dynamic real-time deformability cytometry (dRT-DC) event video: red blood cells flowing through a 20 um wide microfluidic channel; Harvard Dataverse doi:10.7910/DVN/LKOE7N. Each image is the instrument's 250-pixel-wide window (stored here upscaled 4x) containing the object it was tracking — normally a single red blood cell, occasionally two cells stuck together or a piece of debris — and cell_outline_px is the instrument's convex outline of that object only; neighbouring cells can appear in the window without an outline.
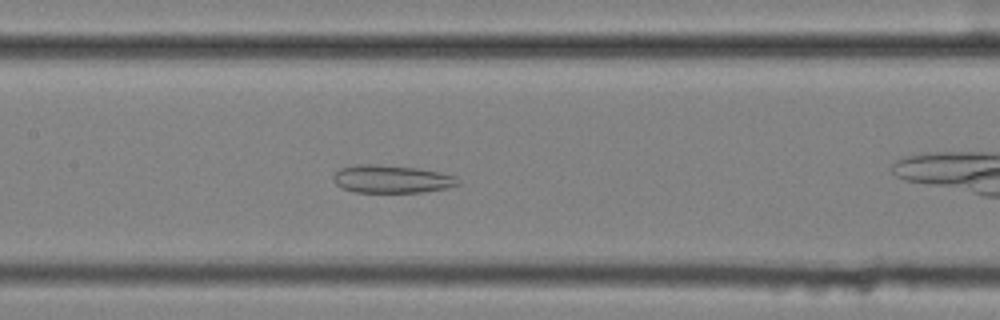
{"species": "common noctule bat (a hibernating species)", "species_latin": "Nyctalus noctula", "temperature_condition": "cold", "stored_images_in_passage": 54, "camera_frame_rate_fps": 3000, "um_per_image_px": 0.085, "animal": {"sex": "female", "body_mass_g": 25.1}, "frame": {"image": 1, "passage_image": 24, "time_ms": 7.667, "image_size_px": [1000, 320], "cell_outline_px": [[460, 184], [444, 188], [424, 192], [356, 192], [344, 188], [336, 184], [332, 180], [332, 176], [340, 168], [356, 164], [380, 164], [416, 168], [440, 172], [452, 176]], "centroid_in_image_um": [33.22, 15.21], "position_along_channel_um": 174.2, "area_um2": 20.06}, "authors_computed_cell_mechanics": {"area_um2": 28.2064, "velocity_mm_per_s": 3.5569, "shape_relaxation_time_tau1_ms": null, "shape_relaxation_time_tau2_ms": 3.2008, "deformation_change_tau1": null, "deformation_change_tau2": 0.0955}}